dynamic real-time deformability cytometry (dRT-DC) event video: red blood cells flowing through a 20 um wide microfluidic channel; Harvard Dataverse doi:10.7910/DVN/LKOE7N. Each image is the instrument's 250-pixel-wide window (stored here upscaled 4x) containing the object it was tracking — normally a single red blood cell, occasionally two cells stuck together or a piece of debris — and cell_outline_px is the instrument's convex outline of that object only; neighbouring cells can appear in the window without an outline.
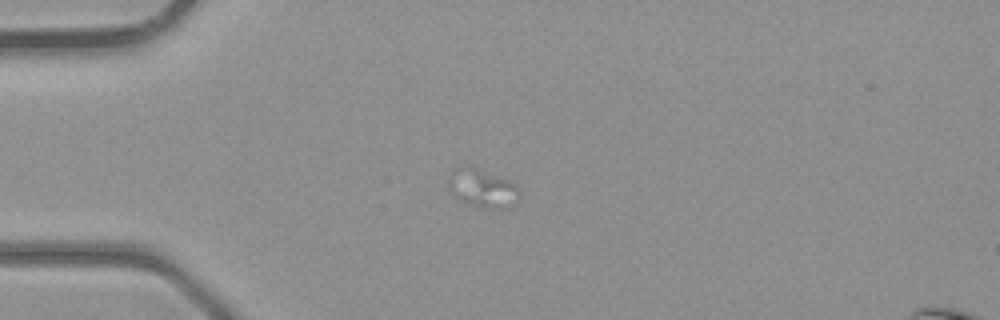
{"species": "common noctule bat (a hibernating species)", "species_latin": "Nyctalus noctula", "temperature_condition": "room temperature", "stored_images_in_passage": 5, "camera_frame_rate_fps": 3000, "um_per_image_px": 0.085, "animal": {"sex": "male", "body_mass_g": 23.1, "forearm_length_mm": 52.7}, "frame": {"image": 1, "passage_image": 1, "time_ms": 0.0, "image_size_px": [1000, 320], "cell_outline_px": [[520, 196], [516, 204], [508, 208], [488, 208], [464, 200], [448, 192], [448, 176], [452, 168], [464, 164], [504, 176], [512, 180], [520, 188]], "centroid_in_image_um": [41.04, 15.93], "position_along_channel_um": 44.0, "area_um2": 16.36}}